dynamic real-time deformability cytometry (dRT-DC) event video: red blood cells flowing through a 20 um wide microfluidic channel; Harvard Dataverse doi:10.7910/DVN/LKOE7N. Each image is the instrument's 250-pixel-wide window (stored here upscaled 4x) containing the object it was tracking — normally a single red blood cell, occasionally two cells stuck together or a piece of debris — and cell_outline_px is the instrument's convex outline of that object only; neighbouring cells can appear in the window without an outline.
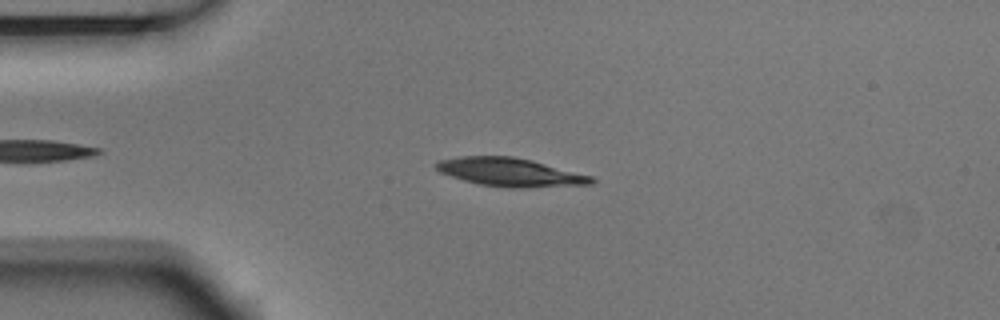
{"species": "Egyptian fruit bat (a non-hibernating species)", "species_latin": "Rousettus aegyptiacus", "temperature_condition": "room temperature", "stored_images_in_passage": 9, "camera_frame_rate_fps": 3000, "um_per_image_px": 0.085, "animal": {"sex": "male"}, "frame": {"image": 1, "passage_image": 4, "time_ms": 1.0, "image_size_px": [1000, 320], "cell_outline_px": [[596, 180], [592, 184], [520, 188], [508, 188], [480, 184], [464, 180], [440, 172], [436, 168], [436, 164], [440, 160], [460, 156], [512, 156], [532, 160], [592, 176]], "centroid_in_image_um": [43.39, 14.64], "position_along_channel_um": 41.6, "area_um2": 25.49}}
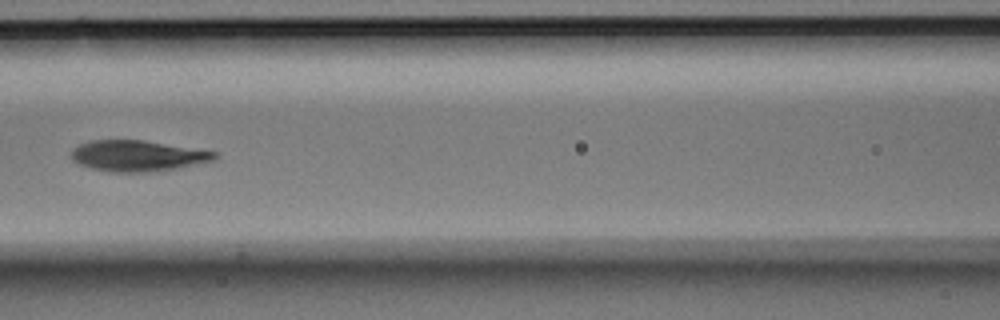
{"frame": {"image": 2, "passage_image": 7, "time_ms": 2.0, "image_size_px": [1000, 320], "cell_outline_px": [[216, 156], [212, 160], [176, 168], [144, 172], [112, 172], [92, 168], [80, 164], [72, 160], [72, 148], [80, 144], [92, 140], [144, 140], [216, 152]], "centroid_in_image_um": [11.63, 13.23], "position_along_channel_um": 155.0, "area_um2": 25.32}}
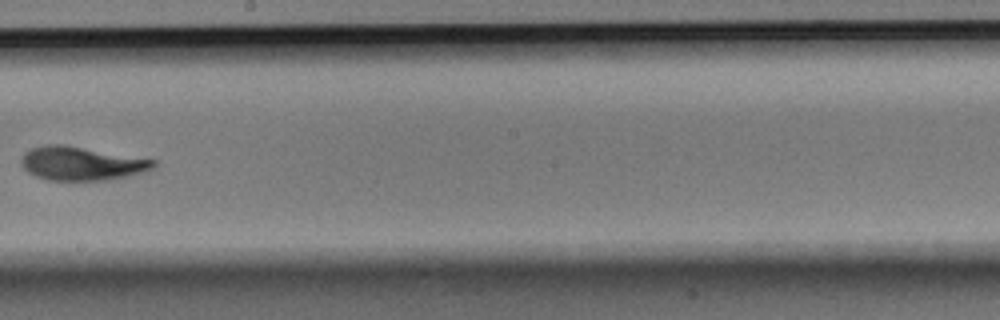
{"frame": {"image": 3, "passage_image": 9, "time_ms": 2.667, "image_size_px": [1000, 320], "cell_outline_px": [[156, 164], [152, 168], [144, 172], [112, 180], [48, 180], [36, 176], [28, 172], [20, 164], [20, 160], [24, 152], [32, 148], [44, 144], [64, 144], [156, 160]], "centroid_in_image_um": [6.9, 13.89], "position_along_channel_um": 241.3, "area_um2": 26.07}}